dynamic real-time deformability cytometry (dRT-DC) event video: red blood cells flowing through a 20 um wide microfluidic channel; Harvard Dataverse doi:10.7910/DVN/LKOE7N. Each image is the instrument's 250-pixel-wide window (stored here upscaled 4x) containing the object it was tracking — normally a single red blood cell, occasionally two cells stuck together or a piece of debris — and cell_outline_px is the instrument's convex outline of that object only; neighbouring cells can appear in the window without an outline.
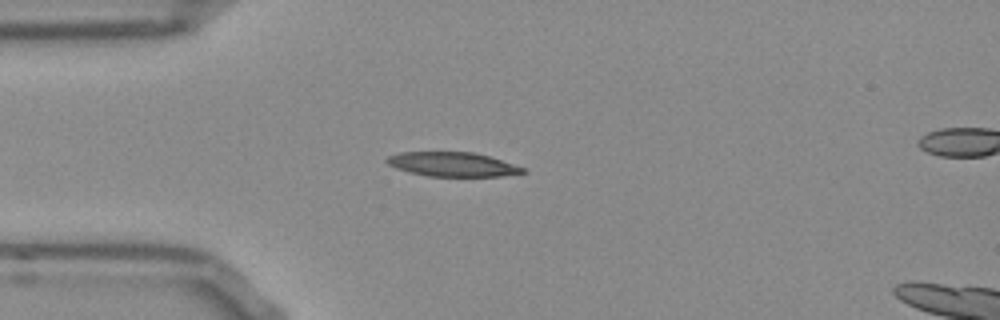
{"species": "Egyptian fruit bat (a non-hibernating species)", "species_latin": "Rousettus aegyptiacus", "temperature_condition": "room temperature", "stored_images_in_passage": 40, "camera_frame_rate_fps": 3000, "um_per_image_px": 0.085, "frame": {"image": 1, "passage_image": 1, "time_ms": 0.0, "image_size_px": [1000, 320], "cell_outline_px": [[528, 172], [504, 176], [428, 176], [408, 172], [396, 168], [388, 164], [384, 160], [388, 156], [400, 152], [472, 152], [488, 156], [528, 168]], "centroid_in_image_um": [38.49, 13.97], "position_along_channel_um": 46.5, "area_um2": 19.36}}
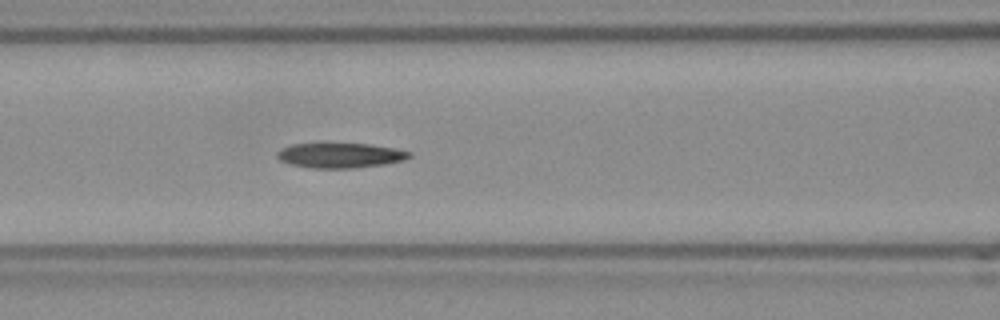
{"frame": {"image": 2, "passage_image": 9, "time_ms": 2.667, "image_size_px": [1000, 320], "cell_outline_px": [[412, 156], [404, 160], [384, 164], [352, 168], [312, 168], [292, 164], [280, 160], [276, 156], [276, 152], [292, 144], [368, 144], [392, 148], [412, 152]], "centroid_in_image_um": [28.93, 13.21], "position_along_channel_um": 137.7, "area_um2": 18.9}}
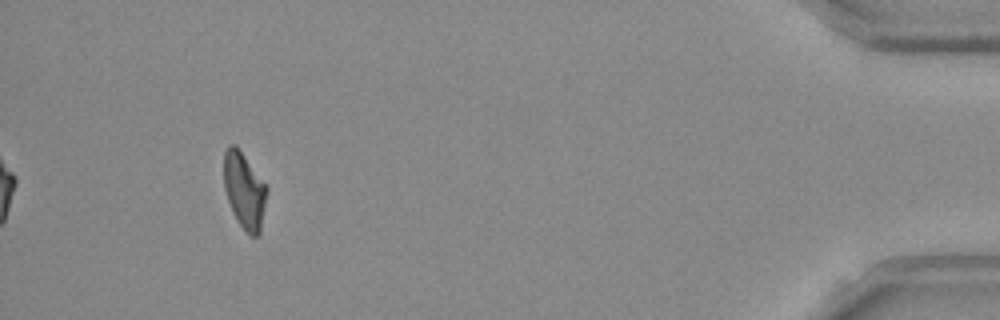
{"frame": {"image": 3, "passage_image": 36, "time_ms": 11.667, "image_size_px": [1000, 320], "cell_outline_px": [[268, 188], [260, 232], [256, 236], [252, 236], [240, 224], [232, 212], [224, 188], [224, 152], [228, 144], [236, 144]], "centroid_in_image_um": [20.75, 16.15], "position_along_channel_um": 414.4, "area_um2": 18.84}}